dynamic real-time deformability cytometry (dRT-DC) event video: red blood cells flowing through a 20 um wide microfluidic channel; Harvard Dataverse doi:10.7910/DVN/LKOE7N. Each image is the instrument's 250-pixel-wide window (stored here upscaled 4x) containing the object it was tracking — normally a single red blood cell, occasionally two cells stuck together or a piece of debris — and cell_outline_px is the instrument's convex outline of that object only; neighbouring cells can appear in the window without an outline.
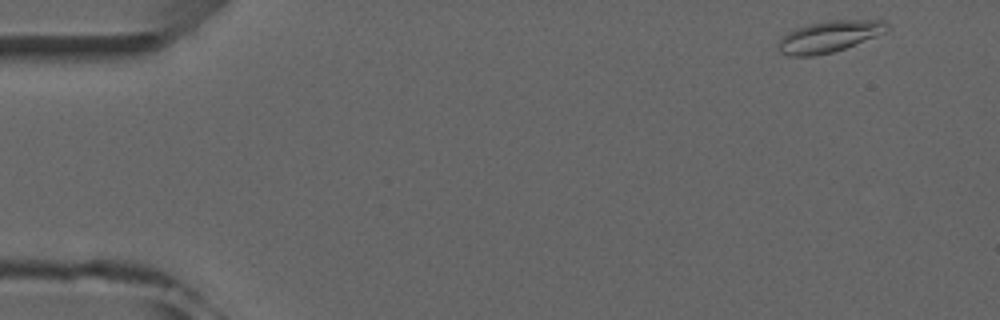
{"species": "common noctule bat (a hibernating species)", "species_latin": "Nyctalus noctula", "temperature_condition": "room temperature", "stored_images_in_passage": 4, "camera_frame_rate_fps": 3000, "um_per_image_px": 0.085, "animal": {"sex": "male", "forearm_length_mm": 52.5}, "frame": {"image": 1, "passage_image": 1, "time_ms": 0.0, "image_size_px": [1000, 320], "cell_outline_px": [[888, 28], [884, 32], [844, 48], [832, 52], [812, 56], [788, 56], [780, 52], [776, 48], [780, 40], [788, 32], [796, 28], [808, 24], [828, 20], [884, 20], [888, 24]], "centroid_in_image_um": [70.43, 3.1], "position_along_channel_um": 14.6, "area_um2": 19.59}}